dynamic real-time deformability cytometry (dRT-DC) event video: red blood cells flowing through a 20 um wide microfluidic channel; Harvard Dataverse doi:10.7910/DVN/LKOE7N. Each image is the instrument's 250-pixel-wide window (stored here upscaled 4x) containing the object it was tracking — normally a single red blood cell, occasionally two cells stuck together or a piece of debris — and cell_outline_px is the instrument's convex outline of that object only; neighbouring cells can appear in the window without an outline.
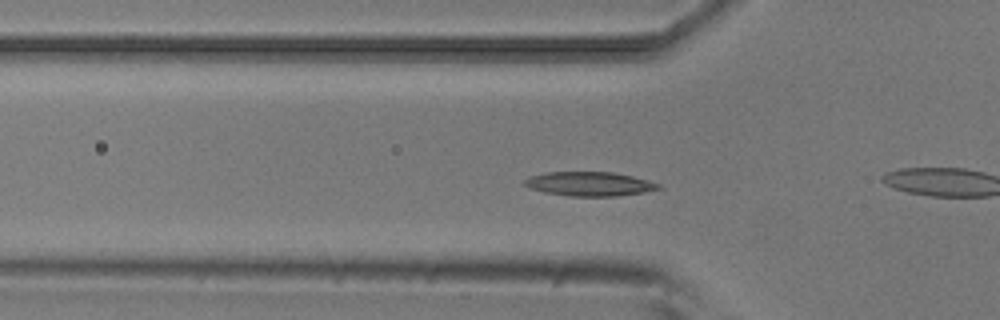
{"species": "common noctule bat (a hibernating species)", "species_latin": "Nyctalus noctula", "temperature_condition": "room temperature", "stored_images_in_passage": 49, "camera_frame_rate_fps": 3000, "um_per_image_px": 0.085, "animal": {"sex": "male", "body_mass_g": 20.5, "forearm_length_mm": 52.5}, "frame": {"image": 1, "passage_image": 13, "time_ms": 4.0, "image_size_px": [1000, 320], "cell_outline_px": [[664, 188], [644, 192], [616, 196], [572, 196], [544, 192], [528, 188], [524, 184], [524, 180], [528, 176], [544, 172], [612, 172], [632, 176], [648, 180], [660, 184]], "centroid_in_image_um": [50.1, 15.63], "position_along_channel_um": 75.7, "area_um2": 18.96}}
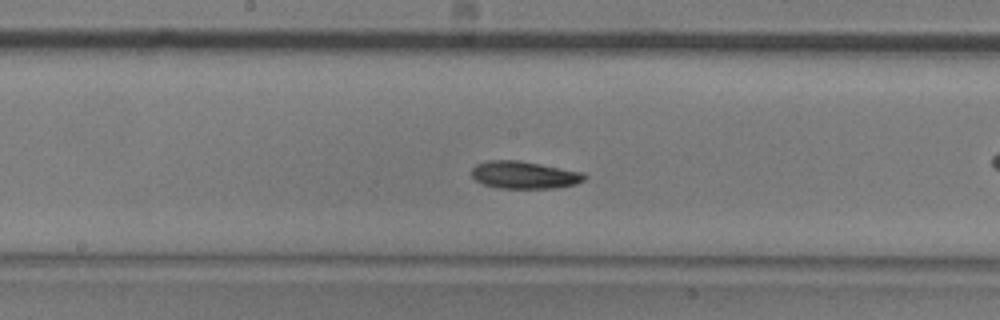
{"frame": {"image": 2, "passage_image": 23, "time_ms": 7.333, "image_size_px": [1000, 320], "cell_outline_px": [[588, 176], [584, 180], [576, 184], [556, 188], [496, 188], [484, 184], [476, 180], [472, 176], [472, 168], [476, 164], [488, 160], [516, 160], [540, 164], [584, 172]], "centroid_in_image_um": [44.58, 14.87], "position_along_channel_um": 203.6, "area_um2": 18.09}}
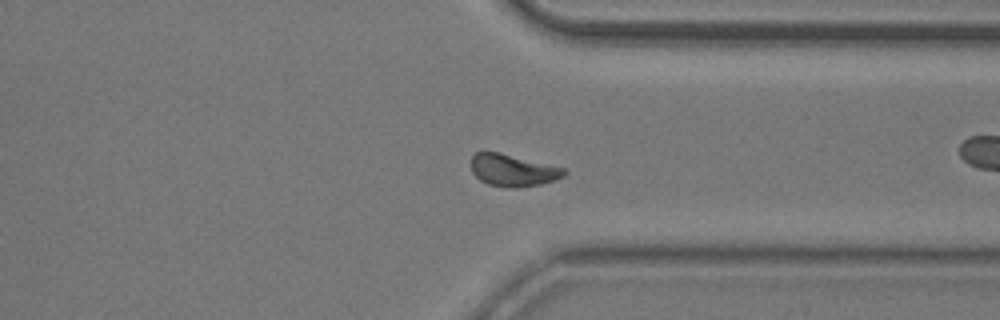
{"frame": {"image": 3, "passage_image": 36, "time_ms": 11.667, "image_size_px": [1000, 320], "cell_outline_px": [[568, 172], [564, 176], [556, 180], [540, 184], [512, 188], [508, 188], [488, 184], [480, 180], [472, 172], [472, 156], [476, 152], [496, 152], [568, 168]], "centroid_in_image_um": [43.65, 14.48], "position_along_channel_um": 367.8, "area_um2": 17.34}, "authors_computed_cell_mechanics": {"area_um2": 17.629, "velocity_mm_per_s": 3.8118, "shape_relaxation_time_tau1_ms": 3.5792, "shape_relaxation_time_tau2_ms": 3.3314, "deformation_change_tau1": 0.1089, "deformation_change_tau2": 0.0901}}